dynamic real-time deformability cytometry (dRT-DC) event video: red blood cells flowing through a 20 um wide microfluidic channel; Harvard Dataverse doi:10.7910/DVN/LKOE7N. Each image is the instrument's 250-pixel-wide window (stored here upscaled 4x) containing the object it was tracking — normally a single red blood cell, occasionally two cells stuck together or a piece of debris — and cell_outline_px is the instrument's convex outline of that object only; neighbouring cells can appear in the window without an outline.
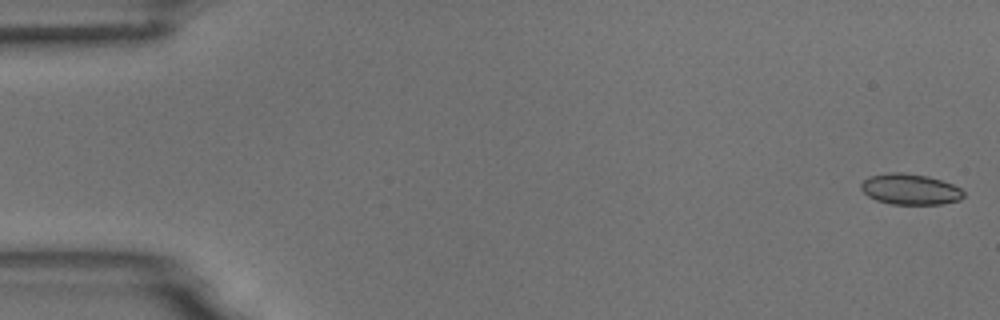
{"species": "common noctule bat (a hibernating species)", "species_latin": "Nyctalus noctula", "temperature_condition": "room temperature", "stored_images_in_passage": 13, "camera_frame_rate_fps": 3000, "um_per_image_px": 0.085, "animal": {"sex": "male", "body_mass_g": 18.8}, "frame": {"image": 1, "passage_image": 1, "time_ms": 0.0, "image_size_px": [1000, 320], "cell_outline_px": [[964, 196], [960, 200], [940, 204], [892, 204], [876, 200], [868, 196], [860, 188], [860, 184], [868, 176], [888, 172], [904, 172], [928, 176], [952, 184], [960, 188], [964, 192]], "centroid_in_image_um": [77.34, 16.07], "position_along_channel_um": 7.7, "area_um2": 18.5}}